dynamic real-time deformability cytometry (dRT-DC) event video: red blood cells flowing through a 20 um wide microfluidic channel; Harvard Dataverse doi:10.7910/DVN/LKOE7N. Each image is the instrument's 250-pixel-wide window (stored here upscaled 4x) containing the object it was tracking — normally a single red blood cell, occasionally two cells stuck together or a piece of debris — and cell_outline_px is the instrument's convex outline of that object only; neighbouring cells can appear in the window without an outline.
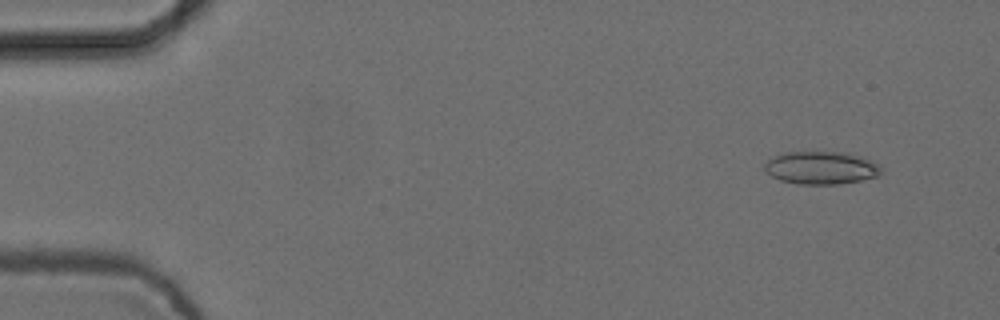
{"species": "common noctule bat (a hibernating species)", "species_latin": "Nyctalus noctula", "temperature_condition": "cold", "stored_images_in_passage": 5, "camera_frame_rate_fps": 3000, "um_per_image_px": 0.085, "animal": {"sex": "female", "body_mass_g": 24.6, "forearm_length_mm": 56.2}, "frame": {"image": 1, "passage_image": 2, "time_ms": 0.333, "image_size_px": [1000, 320], "cell_outline_px": [[884, 172], [880, 176], [840, 184], [800, 184], [780, 180], [772, 176], [764, 168], [764, 164], [768, 160], [784, 152], [844, 152], [860, 156], [880, 164], [884, 168]], "centroid_in_image_um": [69.87, 14.26], "position_along_channel_um": 15.1, "area_um2": 22.43}}